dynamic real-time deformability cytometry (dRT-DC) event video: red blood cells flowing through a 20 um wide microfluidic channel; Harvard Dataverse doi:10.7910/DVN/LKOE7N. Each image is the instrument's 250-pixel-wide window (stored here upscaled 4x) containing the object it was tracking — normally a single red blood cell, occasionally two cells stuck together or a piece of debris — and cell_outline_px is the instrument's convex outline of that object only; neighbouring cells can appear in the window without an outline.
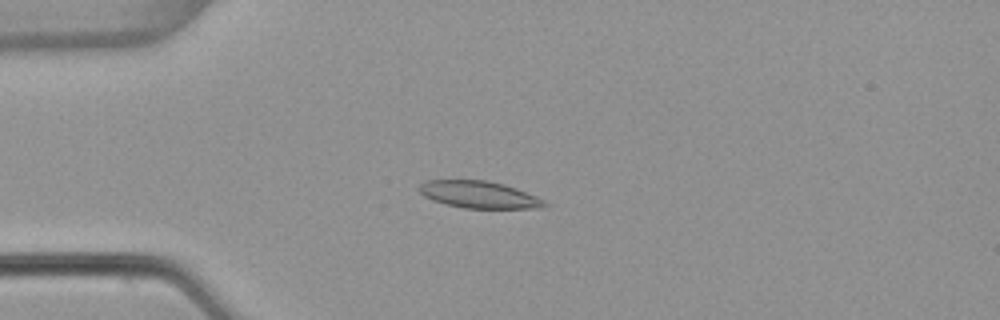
{"species": "common noctule bat (a hibernating species)", "species_latin": "Nyctalus noctula", "temperature_condition": "warm", "stored_images_in_passage": 52, "camera_frame_rate_fps": 3000, "um_per_image_px": 0.085, "animal": {"sex": "female", "body_mass_g": 22.7, "forearm_length_mm": 54.2}, "frame": {"image": 1, "passage_image": 13, "time_ms": 4.0, "image_size_px": [1000, 320], "cell_outline_px": [[548, 204], [544, 208], [464, 208], [444, 204], [432, 200], [424, 196], [416, 188], [420, 184], [428, 180], [488, 180], [504, 184], [516, 188], [536, 196], [544, 200]], "centroid_in_image_um": [40.7, 16.54], "position_along_channel_um": 44.3, "area_um2": 19.88}}
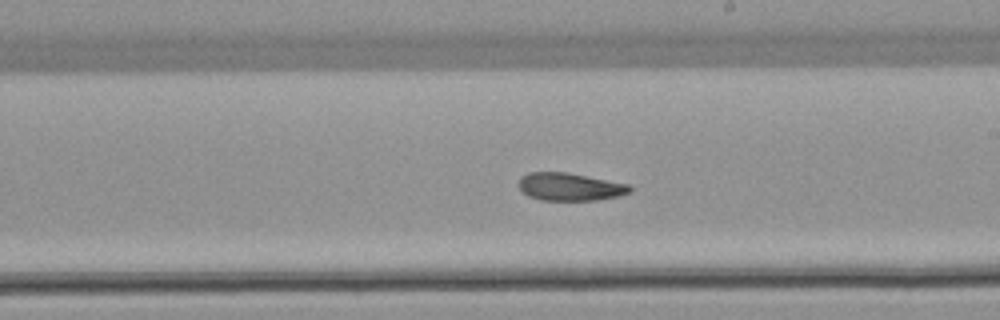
{"frame": {"image": 2, "passage_image": 30, "time_ms": 9.667, "image_size_px": [1000, 320], "cell_outline_px": [[632, 192], [620, 196], [596, 200], [540, 200], [528, 196], [520, 192], [516, 184], [520, 176], [528, 172], [568, 172], [628, 184], [632, 188]], "centroid_in_image_um": [48.38, 15.87], "position_along_channel_um": 240.6, "area_um2": 18.38}}
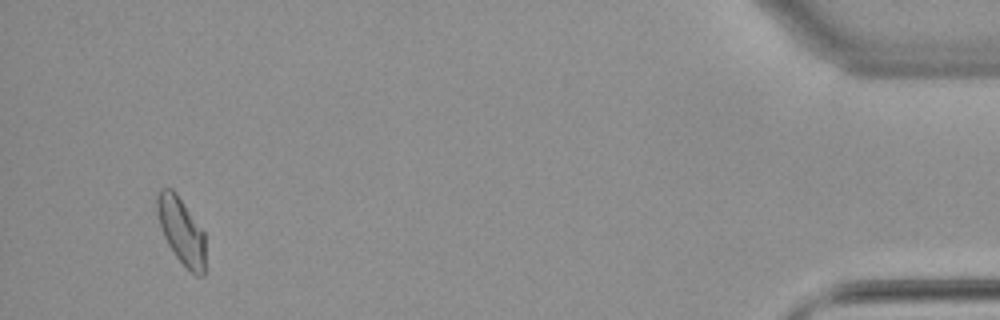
{"frame": {"image": 3, "passage_image": 50, "time_ms": 16.333, "image_size_px": [1000, 320], "cell_outline_px": [[204, 276], [196, 276], [176, 256], [168, 244], [164, 236], [156, 212], [156, 192], [160, 188], [172, 188], [176, 192], [204, 232]], "centroid_in_image_um": [15.38, 19.57], "position_along_channel_um": 419.8, "area_um2": 18.55}, "authors_computed_cell_mechanics": {"area_um2": 18.9584, "velocity_mm_per_s": 3.8494, "shape_relaxation_time_tau1_ms": null, "shape_relaxation_time_tau2_ms": 9.3943, "deformation_change_tau1": null, "deformation_change_tau2": 0.1697}}